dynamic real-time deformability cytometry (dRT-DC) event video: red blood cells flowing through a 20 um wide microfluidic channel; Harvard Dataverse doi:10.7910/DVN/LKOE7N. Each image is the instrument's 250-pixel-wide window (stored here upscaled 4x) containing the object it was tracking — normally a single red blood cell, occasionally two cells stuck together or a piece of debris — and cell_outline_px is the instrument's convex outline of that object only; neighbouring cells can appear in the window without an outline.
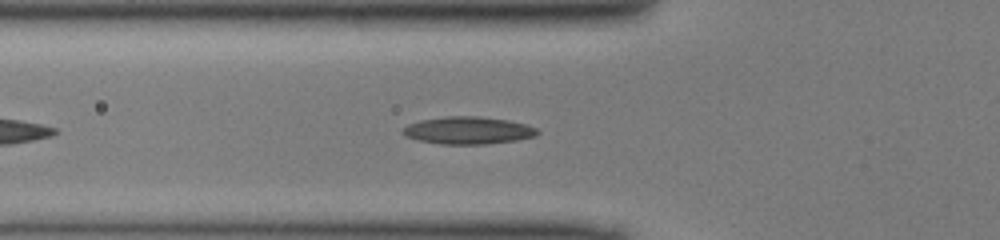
{"species": "common noctule bat (a hibernating species)", "species_latin": "Nyctalus noctula", "temperature_condition": "cold", "stored_images_in_passage": 37, "camera_frame_rate_fps": 3000, "um_per_image_px": 0.085, "animal": {"sex": "male", "body_mass_g": 13.0, "forearm_length_mm": 53.1}, "frame": {"image": 1, "passage_image": 7, "time_ms": 2.0, "image_size_px": [1000, 240], "cell_outline_px": [[540, 132], [536, 136], [516, 140], [484, 144], [440, 144], [420, 140], [404, 136], [400, 132], [408, 124], [420, 120], [448, 116], [480, 116], [508, 120], [524, 124], [536, 128]], "centroid_in_image_um": [39.77, 11.08], "position_along_channel_um": 86.0, "area_um2": 21.44}}
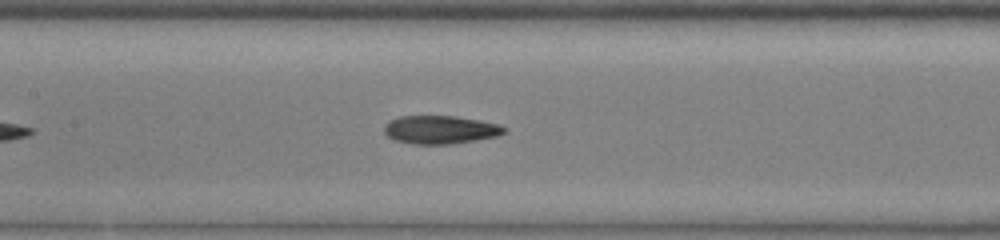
{"frame": {"image": 2, "passage_image": 13, "time_ms": 4.0, "image_size_px": [1000, 240], "cell_outline_px": [[508, 132], [496, 136], [476, 140], [452, 144], [412, 144], [392, 140], [384, 132], [384, 124], [388, 120], [400, 116], [456, 116], [480, 120], [500, 124], [508, 128]], "centroid_in_image_um": [37.43, 11.02], "position_along_channel_um": 170.0, "area_um2": 20.11}}
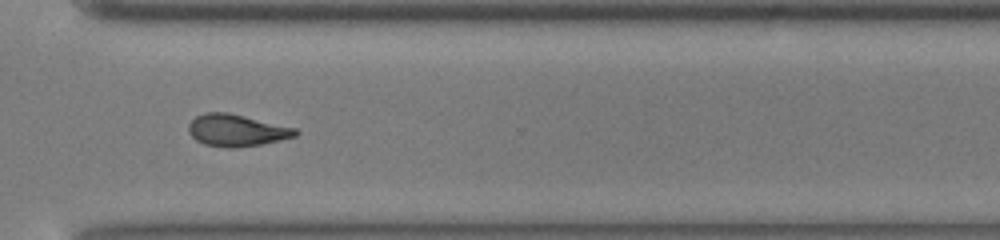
{"frame": {"image": 3, "passage_image": 26, "time_ms": 8.333, "image_size_px": [1000, 240], "cell_outline_px": [[300, 132], [296, 136], [280, 140], [260, 144], [236, 148], [228, 148], [204, 144], [196, 140], [188, 132], [188, 124], [196, 116], [204, 112], [228, 112], [296, 128]], "centroid_in_image_um": [20.1, 11.07], "position_along_channel_um": 350.5, "area_um2": 19.94}}